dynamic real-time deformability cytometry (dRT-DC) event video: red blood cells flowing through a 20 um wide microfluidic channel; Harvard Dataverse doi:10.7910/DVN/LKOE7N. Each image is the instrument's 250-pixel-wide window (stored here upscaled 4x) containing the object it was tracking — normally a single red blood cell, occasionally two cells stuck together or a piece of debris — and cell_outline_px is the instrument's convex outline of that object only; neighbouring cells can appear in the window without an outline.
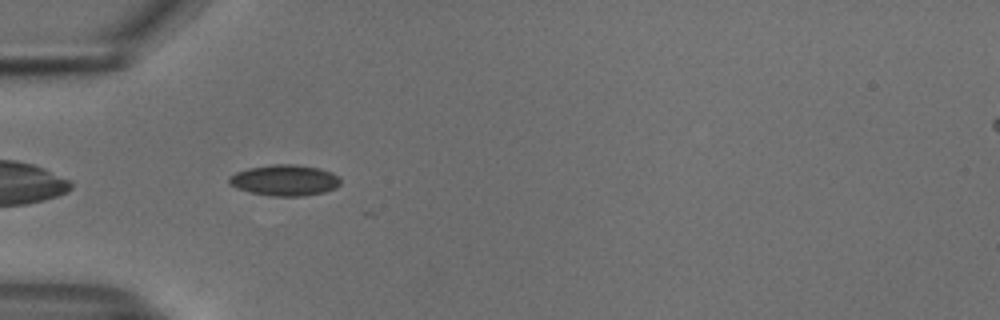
{"species": "common noctule bat (a hibernating species)", "species_latin": "Nyctalus noctula", "temperature_condition": "cold", "stored_images_in_passage": 7, "camera_frame_rate_fps": 3000, "um_per_image_px": 0.085, "animal": {"sex": "male", "body_mass_g": 18.8}, "frame": {"image": 1, "passage_image": 2, "time_ms": 0.333, "image_size_px": [1000, 320], "cell_outline_px": [[340, 184], [336, 188], [324, 192], [304, 196], [268, 196], [236, 188], [228, 184], [228, 176], [236, 172], [248, 168], [272, 164], [296, 164], [320, 168], [332, 172], [340, 180]], "centroid_in_image_um": [24.18, 15.32], "position_along_channel_um": 60.8, "area_um2": 20.29}}
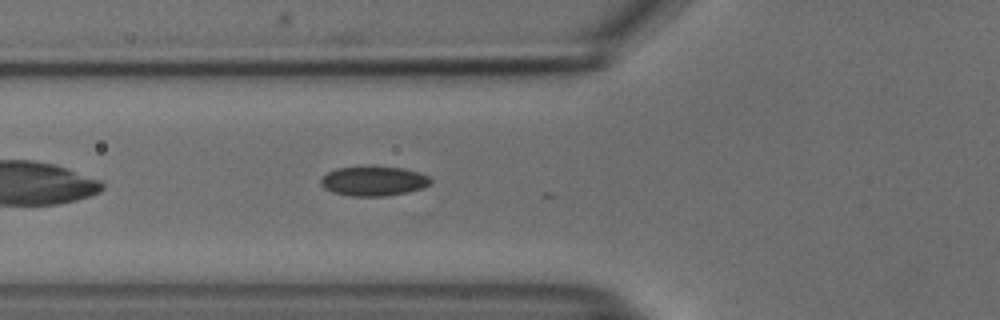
{"frame": {"image": 2, "passage_image": 5, "time_ms": 1.333, "image_size_px": [1000, 320], "cell_outline_px": [[432, 180], [424, 188], [408, 192], [384, 196], [352, 196], [332, 192], [324, 188], [320, 184], [320, 180], [328, 172], [336, 168], [360, 164], [372, 164], [404, 168], [420, 172], [428, 176]], "centroid_in_image_um": [31.74, 15.34], "position_along_channel_um": 94.1, "area_um2": 19.71}}